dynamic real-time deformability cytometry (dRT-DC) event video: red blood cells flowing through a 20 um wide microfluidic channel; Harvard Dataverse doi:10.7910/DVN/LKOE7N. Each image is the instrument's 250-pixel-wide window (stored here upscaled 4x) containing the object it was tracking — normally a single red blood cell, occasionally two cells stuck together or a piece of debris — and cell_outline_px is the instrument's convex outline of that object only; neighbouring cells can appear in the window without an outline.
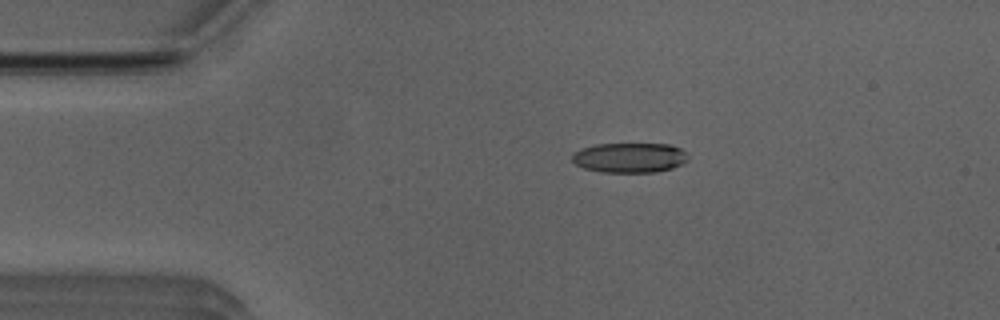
{"species": "Egyptian fruit bat (a non-hibernating species)", "species_latin": "Rousettus aegyptiacus", "temperature_condition": "room temperature", "stored_images_in_passage": 29, "camera_frame_rate_fps": 3000, "um_per_image_px": 0.085, "animal": {"sex": "male"}, "frame": {"image": 1, "passage_image": 1, "time_ms": 0.0, "image_size_px": [1000, 320], "cell_outline_px": [[688, 160], [672, 168], [656, 172], [600, 172], [584, 168], [576, 164], [572, 160], [572, 152], [580, 148], [596, 144], [668, 144], [680, 148], [688, 156]], "centroid_in_image_um": [53.48, 13.4], "position_along_channel_um": 31.5, "area_um2": 20.23}}
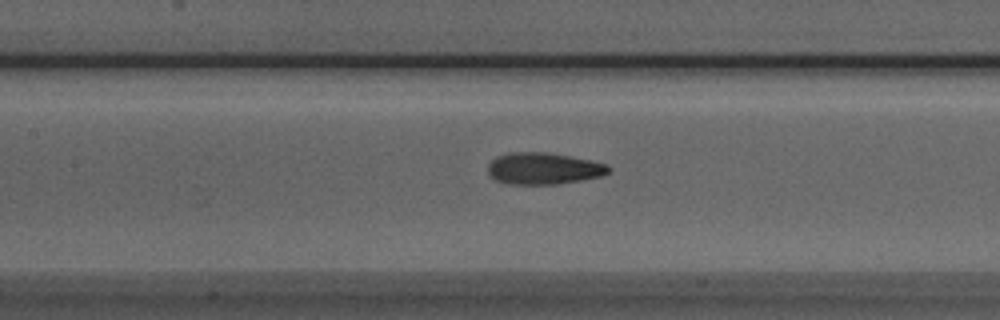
{"frame": {"image": 2, "passage_image": 14, "time_ms": 4.333, "image_size_px": [1000, 320], "cell_outline_px": [[612, 168], [608, 172], [600, 176], [580, 180], [556, 184], [508, 184], [496, 180], [488, 176], [488, 164], [496, 156], [508, 152], [544, 152], [568, 156], [608, 164]], "centroid_in_image_um": [46.15, 14.32], "position_along_channel_um": 161.3, "area_um2": 22.25}}
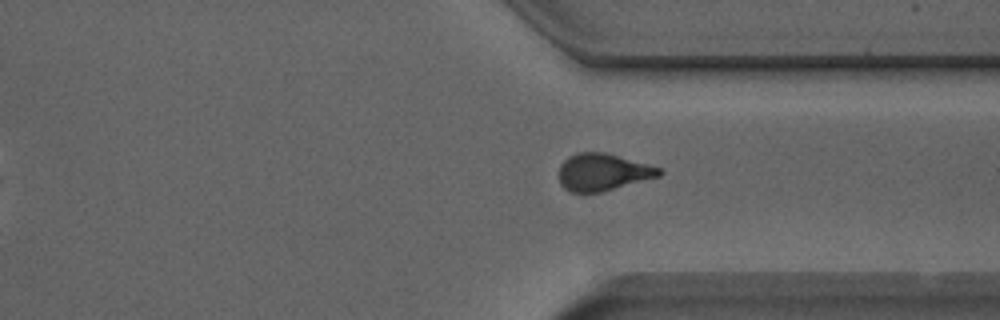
{"frame": {"image": 3, "passage_image": 29, "time_ms": 9.333, "image_size_px": [1000, 320], "cell_outline_px": [[664, 172], [660, 176], [600, 192], [572, 192], [564, 188], [560, 184], [560, 164], [568, 156], [576, 152], [604, 152], [660, 168]], "centroid_in_image_um": [51.22, 14.62], "position_along_channel_um": 360.2, "area_um2": 21.44}}